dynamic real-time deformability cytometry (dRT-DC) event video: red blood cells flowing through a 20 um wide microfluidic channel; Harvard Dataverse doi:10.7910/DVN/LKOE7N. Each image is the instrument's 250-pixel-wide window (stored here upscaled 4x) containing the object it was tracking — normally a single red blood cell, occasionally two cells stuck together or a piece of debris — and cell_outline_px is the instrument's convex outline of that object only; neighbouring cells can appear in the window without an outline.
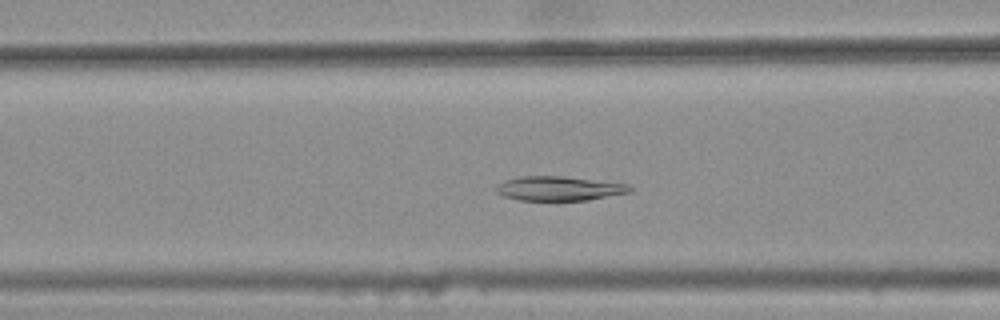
{"species": "common noctule bat (a hibernating species)", "species_latin": "Nyctalus noctula", "temperature_condition": "warm", "stored_images_in_passage": 40, "camera_frame_rate_fps": 3000, "um_per_image_px": 0.085, "animal": {"sex": "female", "body_mass_g": 25.1}, "frame": {"image": 1, "passage_image": 17, "time_ms": 5.333, "image_size_px": [1000, 320], "cell_outline_px": [[632, 192], [588, 200], [520, 200], [504, 196], [496, 192], [496, 184], [504, 180], [520, 176], [560, 176], [628, 184], [632, 188]], "centroid_in_image_um": [47.5, 16.02], "position_along_channel_um": 119.1, "area_um2": 18.9}}
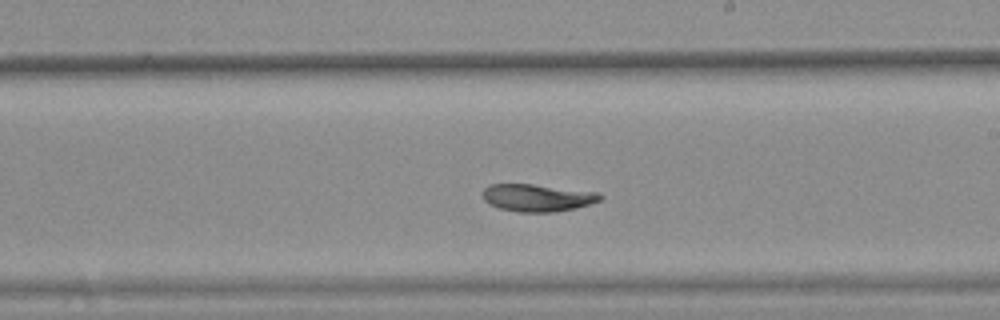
{"frame": {"image": 2, "passage_image": 27, "time_ms": 8.667, "image_size_px": [1000, 320], "cell_outline_px": [[604, 196], [600, 200], [576, 208], [556, 212], [520, 212], [500, 208], [488, 204], [484, 200], [484, 188], [488, 184], [532, 184], [600, 192]], "centroid_in_image_um": [45.7, 16.8], "position_along_channel_um": 243.3, "area_um2": 18.79}}
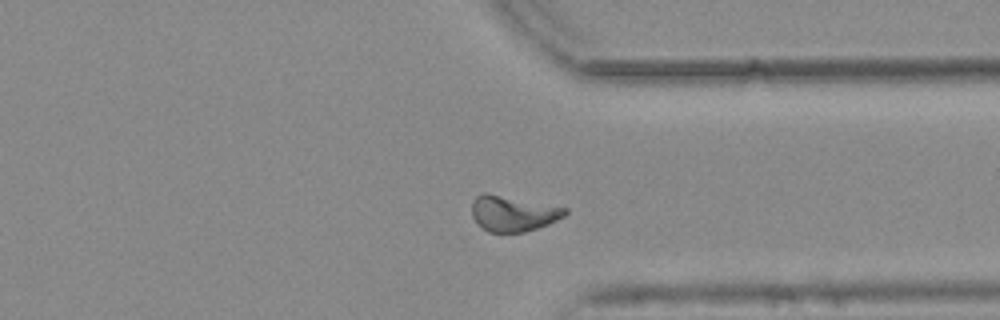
{"frame": {"image": 3, "passage_image": 37, "time_ms": 12.0, "image_size_px": [1000, 320], "cell_outline_px": [[568, 212], [564, 216], [548, 224], [524, 232], [488, 232], [472, 216], [472, 200], [476, 196], [484, 192], [488, 192], [568, 208]], "centroid_in_image_um": [43.6, 18.12], "position_along_channel_um": 367.8, "area_um2": 19.31}, "authors_computed_cell_mechanics": {"area_um2": 19.4786, "velocity_mm_per_s": 3.7445, "shape_relaxation_time_tau1_ms": 10.3945, "shape_relaxation_time_tau2_ms": null, "deformation_change_tau1": 0.2243, "deformation_change_tau2": null}}